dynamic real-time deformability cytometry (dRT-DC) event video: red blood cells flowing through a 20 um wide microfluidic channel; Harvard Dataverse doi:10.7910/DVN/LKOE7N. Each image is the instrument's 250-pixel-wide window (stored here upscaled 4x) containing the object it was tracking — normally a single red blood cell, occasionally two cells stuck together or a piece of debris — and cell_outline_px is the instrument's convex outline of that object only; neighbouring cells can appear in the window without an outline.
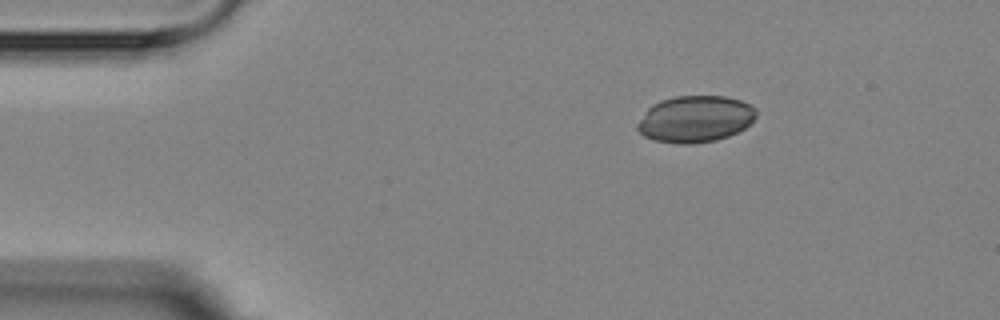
{"species": "Egyptian fruit bat (a non-hibernating species)", "species_latin": "Rousettus aegyptiacus", "temperature_condition": "room temperature", "stored_images_in_passage": 3, "segment_of_instrument_passage": [1, 2], "camera_frame_rate_fps": 3000, "um_per_image_px": 0.085, "animal": {"sex": "female"}, "frame": {"image": 1, "passage_image": 1, "time_ms": 0.0, "image_size_px": [1000, 320], "cell_outline_px": [[756, 116], [744, 128], [728, 136], [716, 140], [692, 144], [680, 144], [656, 140], [644, 136], [636, 128], [636, 124], [648, 108], [652, 104], [660, 100], [676, 96], [724, 96], [740, 100], [756, 108]], "centroid_in_image_um": [59.07, 10.11], "position_along_channel_um": 25.9, "area_um2": 32.14}}